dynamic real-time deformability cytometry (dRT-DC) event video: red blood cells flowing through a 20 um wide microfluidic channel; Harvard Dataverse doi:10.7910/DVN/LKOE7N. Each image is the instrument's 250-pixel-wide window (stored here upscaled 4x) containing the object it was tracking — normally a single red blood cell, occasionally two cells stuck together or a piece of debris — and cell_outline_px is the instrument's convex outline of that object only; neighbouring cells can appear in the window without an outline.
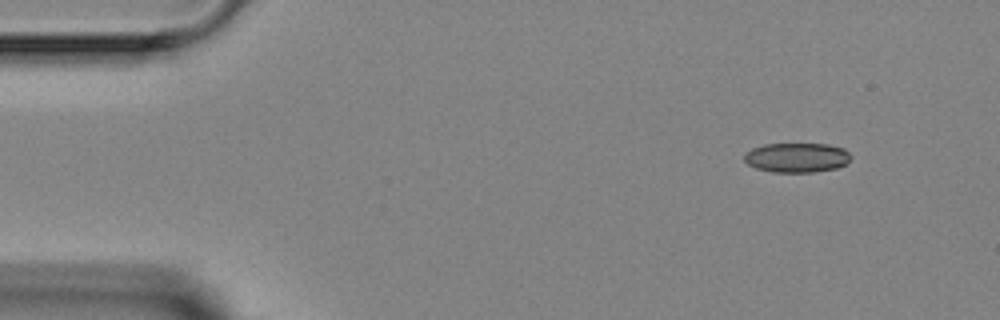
{"species": "Egyptian fruit bat (a non-hibernating species)", "species_latin": "Rousettus aegyptiacus", "temperature_condition": "room temperature", "stored_images_in_passage": 3, "camera_frame_rate_fps": 3000, "um_per_image_px": 0.085, "animal": {"sex": "female"}, "frame": {"image": 1, "passage_image": 1, "time_ms": 0.0, "image_size_px": [1000, 320], "cell_outline_px": [[852, 156], [844, 164], [836, 168], [812, 172], [772, 172], [756, 168], [748, 164], [744, 160], [744, 152], [752, 148], [764, 144], [828, 144], [844, 148]], "centroid_in_image_um": [67.7, 13.39], "position_along_channel_um": 17.3, "area_um2": 18.38}}